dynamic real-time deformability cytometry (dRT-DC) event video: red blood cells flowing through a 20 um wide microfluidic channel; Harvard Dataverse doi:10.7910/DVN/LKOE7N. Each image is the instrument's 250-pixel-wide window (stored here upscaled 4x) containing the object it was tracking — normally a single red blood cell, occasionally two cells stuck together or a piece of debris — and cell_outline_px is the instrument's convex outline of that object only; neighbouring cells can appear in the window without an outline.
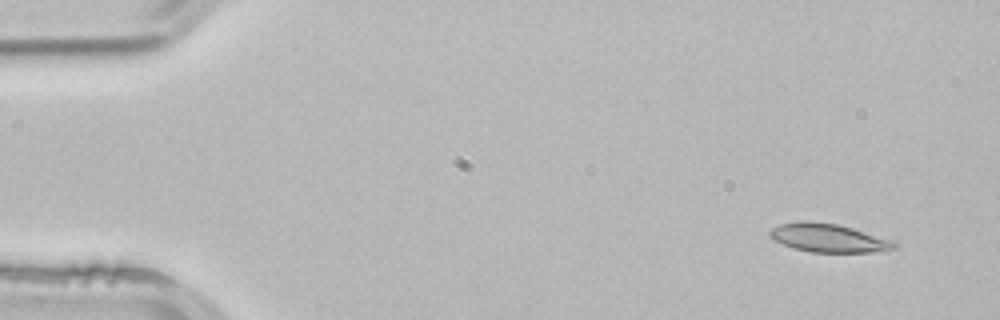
{"species": "common noctule bat (a hibernating species)", "species_latin": "Nyctalus noctula", "temperature_condition": "room temperature", "stored_images_in_passage": 4, "camera_frame_rate_fps": 3000, "um_per_image_px": 0.085, "animal": {"sex": "male", "body_mass_g": 21.5, "forearm_length_mm": 52.0}, "frame": {"image": 1, "passage_image": 1, "time_ms": 0.0, "image_size_px": [1000, 320], "cell_outline_px": [[896, 248], [872, 252], [812, 252], [796, 248], [784, 244], [768, 236], [768, 232], [772, 228], [780, 224], [800, 220], [808, 220], [836, 224], [852, 228], [896, 240]], "centroid_in_image_um": [70.44, 20.21], "position_along_channel_um": 14.6, "area_um2": 20.63}}